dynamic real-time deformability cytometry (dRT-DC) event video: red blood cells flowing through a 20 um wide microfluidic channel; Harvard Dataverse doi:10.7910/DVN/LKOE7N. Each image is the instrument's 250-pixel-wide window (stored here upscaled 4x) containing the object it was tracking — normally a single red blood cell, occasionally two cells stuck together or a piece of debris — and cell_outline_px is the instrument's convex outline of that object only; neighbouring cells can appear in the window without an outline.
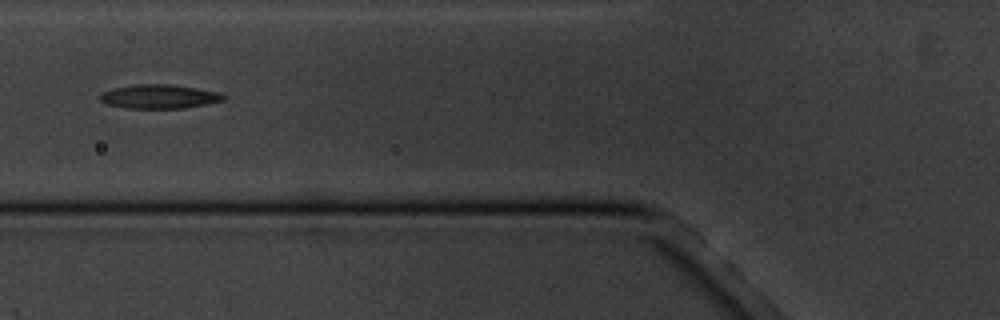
{"species": "common noctule bat (a hibernating species)", "species_latin": "Nyctalus noctula", "temperature_condition": "cold", "stored_images_in_passage": 6, "camera_frame_rate_fps": 3000, "um_per_image_px": 0.085, "animal": {"sex": "male", "body_mass_g": 20.1, "forearm_length_mm": 53.5}, "frame": {"image": 1, "passage_image": 6, "time_ms": 6.333, "image_size_px": [1000, 320], "cell_outline_px": [[224, 100], [184, 108], [124, 108], [104, 104], [100, 100], [100, 96], [104, 92], [112, 88], [136, 84], [172, 84], [196, 88], [216, 92], [224, 96]], "centroid_in_image_um": [13.46, 8.2], "position_along_channel_um": 112.3, "area_um2": 17.11}}